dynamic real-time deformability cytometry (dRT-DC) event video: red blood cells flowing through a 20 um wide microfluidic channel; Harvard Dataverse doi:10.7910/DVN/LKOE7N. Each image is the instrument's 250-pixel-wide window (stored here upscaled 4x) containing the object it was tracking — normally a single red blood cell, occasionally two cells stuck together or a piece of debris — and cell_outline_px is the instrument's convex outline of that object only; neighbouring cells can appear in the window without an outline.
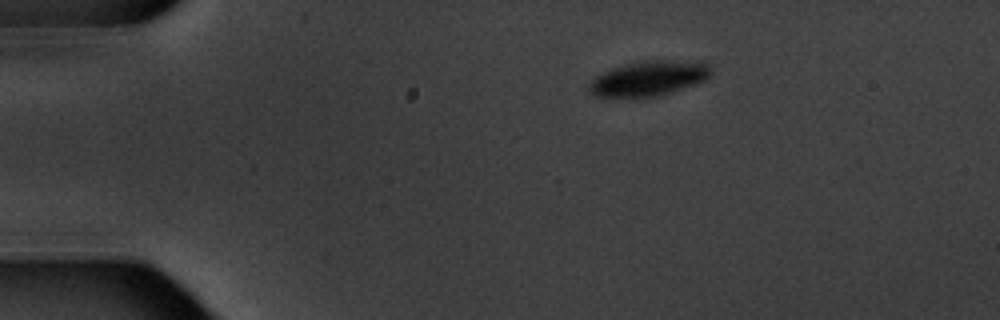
{"species": "common noctule bat (a hibernating species)", "species_latin": "Nyctalus noctula", "temperature_condition": "warm", "stored_images_in_passage": 3, "camera_frame_rate_fps": 3000, "um_per_image_px": 0.085, "animal": {"sex": "male", "body_mass_g": 20.1, "forearm_length_mm": 53.5}, "frame": {"image": 1, "passage_image": 1, "time_ms": 0.0, "image_size_px": [1000, 320], "cell_outline_px": [[712, 72], [704, 80], [656, 96], [592, 96], [588, 92], [588, 84], [600, 72], [624, 64], [640, 60], [704, 60], [708, 64]], "centroid_in_image_um": [55.12, 6.61], "position_along_channel_um": 29.9, "area_um2": 24.8}}